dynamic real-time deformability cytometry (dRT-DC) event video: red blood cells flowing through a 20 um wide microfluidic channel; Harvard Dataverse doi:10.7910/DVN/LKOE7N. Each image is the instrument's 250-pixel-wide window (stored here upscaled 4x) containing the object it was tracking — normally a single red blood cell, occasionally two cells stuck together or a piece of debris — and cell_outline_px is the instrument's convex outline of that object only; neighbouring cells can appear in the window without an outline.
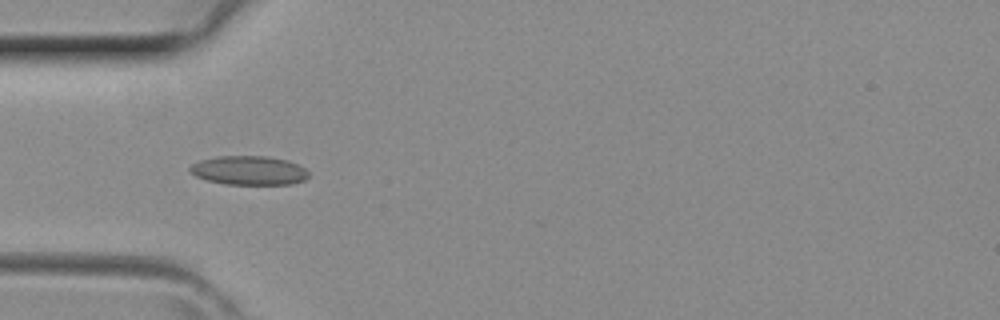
{"species": "common noctule bat (a hibernating species)", "species_latin": "Nyctalus noctula", "temperature_condition": "room temperature", "stored_images_in_passage": 12, "camera_frame_rate_fps": 3000, "um_per_image_px": 0.085, "animal": {"sex": "female", "body_mass_g": 29.2, "forearm_length_mm": 56.3}, "frame": {"image": 1, "passage_image": 4, "time_ms": 1.0, "image_size_px": [1000, 320], "cell_outline_px": [[308, 176], [304, 180], [292, 184], [224, 184], [208, 180], [196, 176], [188, 168], [192, 164], [200, 160], [216, 156], [268, 156], [288, 160], [304, 168], [308, 172]], "centroid_in_image_um": [21.16, 14.48], "position_along_channel_um": 63.8, "area_um2": 20.0}}
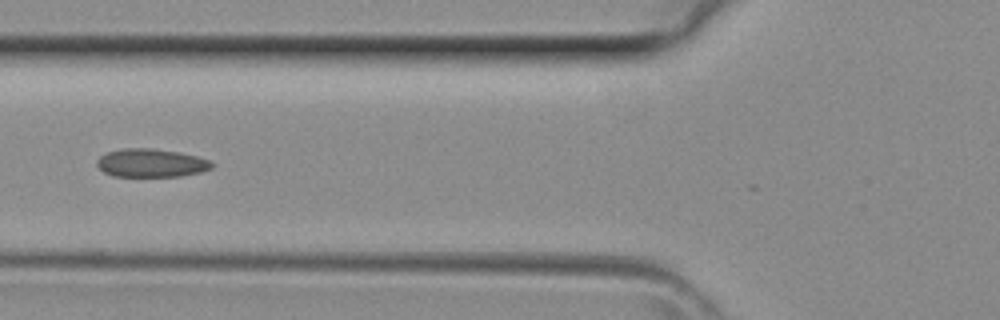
{"frame": {"image": 2, "passage_image": 7, "time_ms": 2.0, "image_size_px": [1000, 320], "cell_outline_px": [[212, 168], [200, 172], [180, 176], [112, 176], [104, 172], [96, 164], [96, 160], [100, 156], [108, 152], [124, 148], [152, 148], [176, 152], [196, 156], [208, 160], [212, 164]], "centroid_in_image_um": [12.8, 13.85], "position_along_channel_um": 113.0, "area_um2": 18.73}}
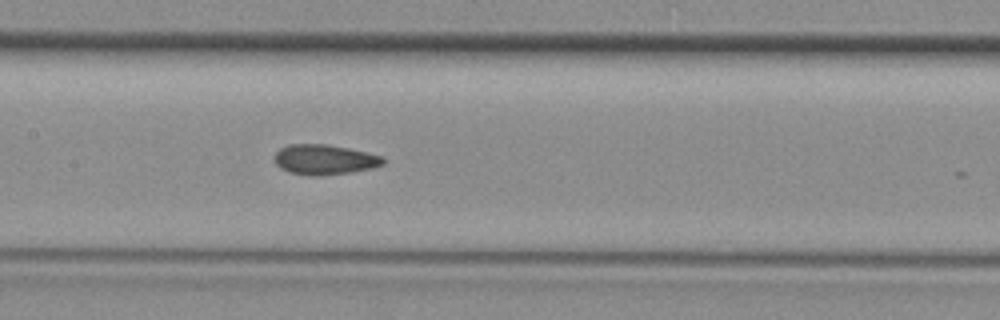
{"frame": {"image": 3, "passage_image": 11, "time_ms": 3.333, "image_size_px": [1000, 320], "cell_outline_px": [[384, 164], [372, 168], [352, 172], [320, 176], [308, 176], [288, 172], [280, 168], [276, 164], [276, 152], [280, 148], [288, 144], [324, 144], [348, 148], [380, 156], [384, 160]], "centroid_in_image_um": [27.55, 13.58], "position_along_channel_um": 179.9, "area_um2": 18.96}}